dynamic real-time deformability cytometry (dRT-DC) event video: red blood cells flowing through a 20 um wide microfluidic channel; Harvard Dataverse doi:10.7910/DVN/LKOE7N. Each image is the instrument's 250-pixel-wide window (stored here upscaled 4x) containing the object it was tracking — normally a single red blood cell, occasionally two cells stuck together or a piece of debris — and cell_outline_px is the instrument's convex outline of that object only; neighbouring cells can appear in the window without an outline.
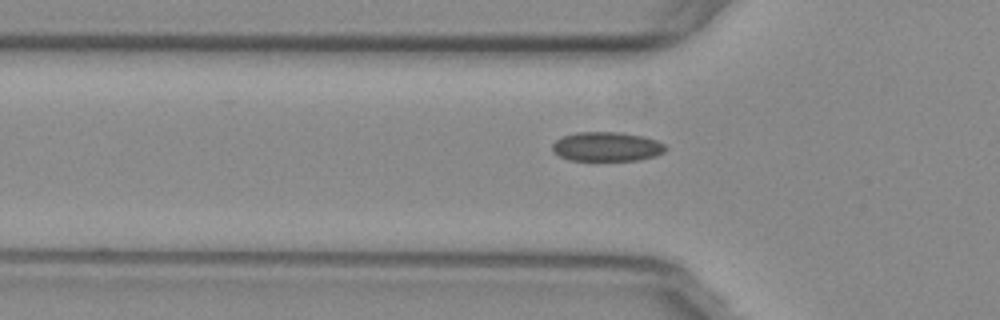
{"species": "common noctule bat (a hibernating species)", "species_latin": "Nyctalus noctula", "temperature_condition": "warm", "stored_images_in_passage": 40, "camera_frame_rate_fps": 3000, "um_per_image_px": 0.085, "animal": {"sex": "female", "body_mass_g": 29.2, "forearm_length_mm": 56.3}, "frame": {"image": 1, "passage_image": 3, "time_ms": 0.667, "image_size_px": [1000, 320], "cell_outline_px": [[668, 148], [664, 152], [656, 156], [636, 160], [568, 160], [552, 152], [552, 144], [560, 136], [576, 132], [620, 132], [644, 136], [656, 140], [664, 144]], "centroid_in_image_um": [51.56, 12.45], "position_along_channel_um": 74.2, "area_um2": 19.54}}
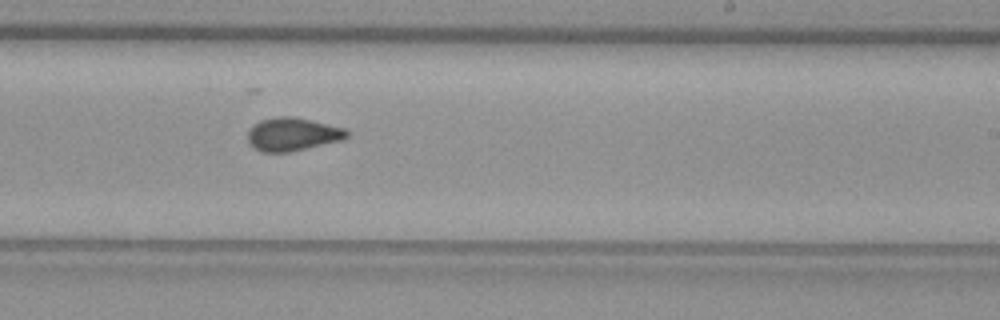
{"frame": {"image": 2, "passage_image": 18, "time_ms": 5.667, "image_size_px": [1000, 320], "cell_outline_px": [[348, 136], [340, 140], [288, 152], [260, 152], [252, 148], [248, 144], [248, 132], [252, 124], [260, 120], [276, 116], [292, 116], [312, 120], [344, 128], [348, 132]], "centroid_in_image_um": [24.79, 11.4], "position_along_channel_um": 264.2, "area_um2": 19.19}}
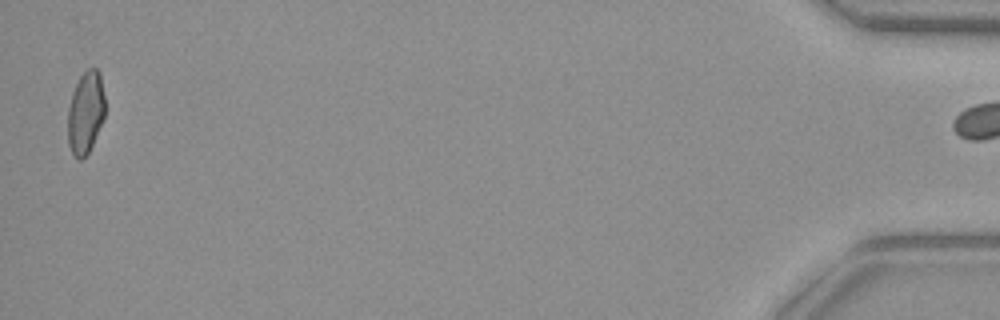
{"frame": {"image": 3, "passage_image": 39, "time_ms": 12.667, "image_size_px": [1000, 320], "cell_outline_px": [[104, 120], [88, 152], [80, 160], [76, 160], [68, 144], [68, 108], [72, 92], [80, 76], [88, 68], [96, 68], [100, 72], [104, 96]], "centroid_in_image_um": [7.27, 9.56], "position_along_channel_um": 427.9, "area_um2": 17.86}, "authors_computed_cell_mechanics": {"area_um2": 18.9006, "velocity_mm_per_s": 3.7873, "shape_relaxation_time_tau1_ms": 9.6477, "shape_relaxation_time_tau2_ms": 1.605, "deformation_change_tau1": 0.162, "deformation_change_tau2": 0.0573}}